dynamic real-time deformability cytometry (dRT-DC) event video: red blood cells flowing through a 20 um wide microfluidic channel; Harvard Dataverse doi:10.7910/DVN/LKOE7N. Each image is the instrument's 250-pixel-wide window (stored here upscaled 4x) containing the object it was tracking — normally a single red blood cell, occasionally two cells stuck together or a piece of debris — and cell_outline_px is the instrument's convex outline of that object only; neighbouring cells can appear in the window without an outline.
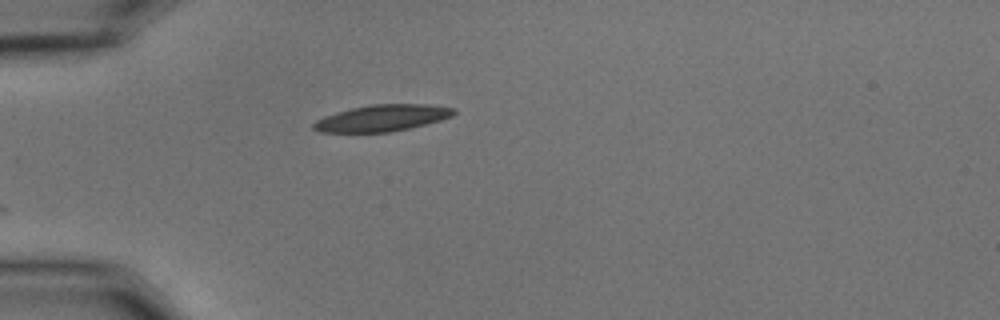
{"species": "common noctule bat (a hibernating species)", "species_latin": "Nyctalus noctula", "temperature_condition": "cold", "stored_images_in_passage": 9, "camera_frame_rate_fps": 3000, "um_per_image_px": 0.085, "animal": {"sex": "male", "body_mass_g": 15.6}, "frame": {"image": 1, "passage_image": 1, "time_ms": 0.0, "image_size_px": [1000, 320], "cell_outline_px": [[456, 112], [452, 116], [440, 120], [408, 128], [388, 132], [320, 132], [312, 128], [312, 124], [316, 120], [324, 116], [336, 112], [352, 108], [372, 104], [428, 104], [456, 108]], "centroid_in_image_um": [32.47, 10.02], "position_along_channel_um": 52.5, "area_um2": 21.56}}